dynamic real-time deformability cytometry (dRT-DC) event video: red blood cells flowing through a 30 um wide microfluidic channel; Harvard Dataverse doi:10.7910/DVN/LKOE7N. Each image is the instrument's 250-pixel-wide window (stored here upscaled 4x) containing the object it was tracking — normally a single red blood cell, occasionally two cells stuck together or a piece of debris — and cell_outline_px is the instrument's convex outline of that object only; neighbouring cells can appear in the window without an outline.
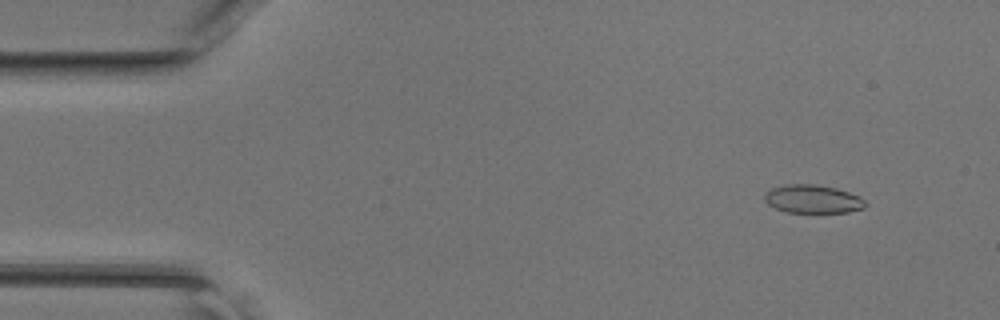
{"species": "common noctule bat (a hibernating species)", "species_latin": "Nyctalus noctula", "temperature_condition": "room temperature", "stored_images_in_passage": 47, "camera_frame_rate_fps": 3000, "um_per_image_px": 0.085, "animal": {"sex": "female", "body_mass_g": 17.0, "forearm_length_mm": 48.0}, "frame": {"image": 1, "passage_image": 5, "time_ms": 1.333, "image_size_px": [1000, 320], "cell_outline_px": [[868, 204], [864, 208], [848, 212], [788, 212], [776, 208], [768, 204], [764, 200], [764, 196], [772, 188], [784, 184], [816, 184], [836, 188], [860, 196]], "centroid_in_image_um": [69.11, 16.91], "position_along_channel_um": 15.9, "area_um2": 16.59}}
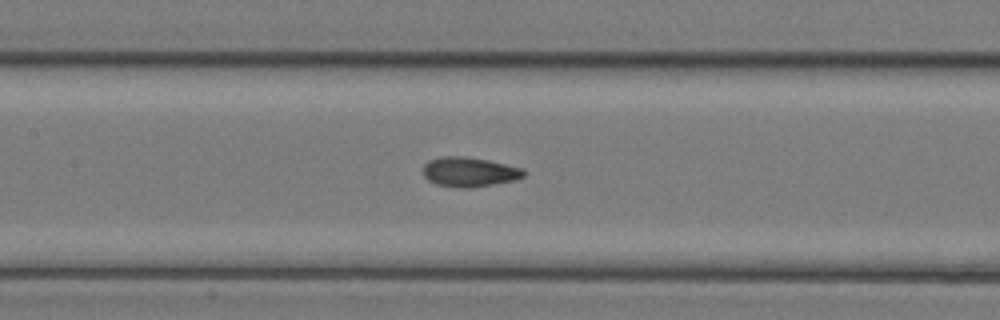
{"frame": {"image": 2, "passage_image": 22, "time_ms": 7.0, "image_size_px": [1000, 320], "cell_outline_px": [[528, 172], [524, 176], [516, 180], [472, 188], [460, 188], [436, 184], [428, 180], [424, 176], [424, 164], [428, 160], [440, 156], [468, 156], [488, 160], [524, 168]], "centroid_in_image_um": [39.93, 14.61], "position_along_channel_um": 167.5, "area_um2": 17.69}}
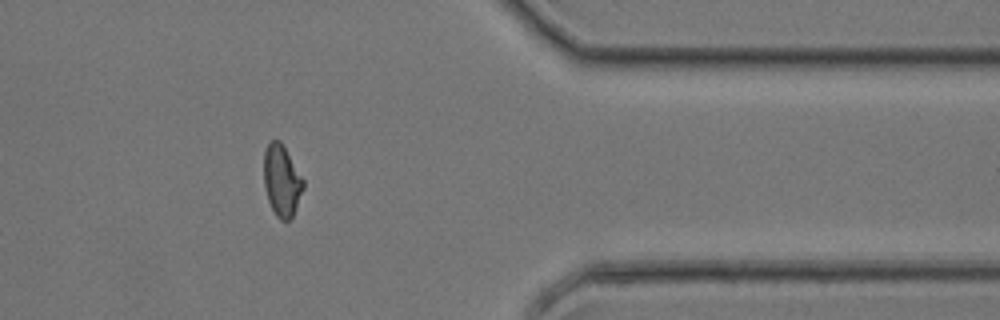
{"frame": {"image": 3, "passage_image": 38, "time_ms": 12.333, "image_size_px": [1000, 320], "cell_outline_px": [[304, 188], [296, 208], [292, 216], [288, 220], [280, 220], [276, 216], [268, 200], [264, 188], [264, 152], [268, 144], [272, 140], [280, 140], [304, 180]], "centroid_in_image_um": [23.94, 15.36], "position_along_channel_um": 387.5, "area_um2": 16.3}}